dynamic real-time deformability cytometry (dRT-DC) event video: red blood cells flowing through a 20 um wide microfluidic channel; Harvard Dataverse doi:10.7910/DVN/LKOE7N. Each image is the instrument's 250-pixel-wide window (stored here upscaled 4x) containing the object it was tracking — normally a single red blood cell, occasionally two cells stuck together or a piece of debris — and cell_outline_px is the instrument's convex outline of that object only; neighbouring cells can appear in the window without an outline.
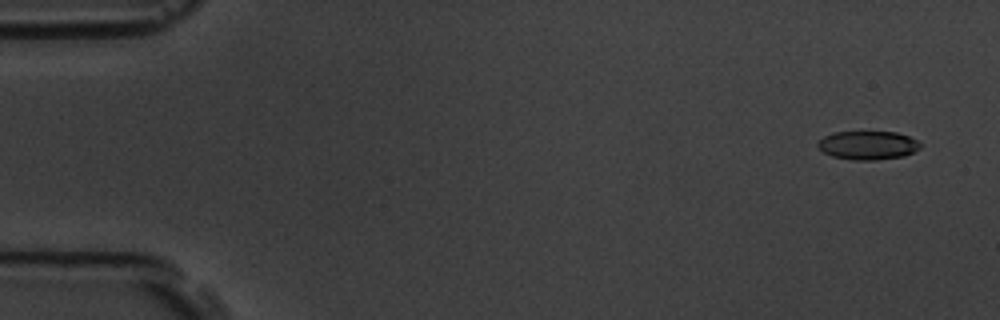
{"species": "common noctule bat (a hibernating species)", "species_latin": "Nyctalus noctula", "temperature_condition": "room temperature", "stored_images_in_passage": 9, "camera_frame_rate_fps": 3000, "um_per_image_px": 0.085, "animal": {"sex": "male", "body_mass_g": 19.5, "forearm_length_mm": 54.6}, "frame": {"image": 1, "passage_image": 1, "time_ms": 0.0, "image_size_px": [1000, 320], "cell_outline_px": [[920, 148], [904, 156], [876, 160], [852, 160], [832, 156], [824, 152], [816, 144], [824, 136], [836, 132], [896, 132], [908, 136], [916, 140], [920, 144]], "centroid_in_image_um": [73.76, 12.35], "position_along_channel_um": 11.2, "area_um2": 16.94}}
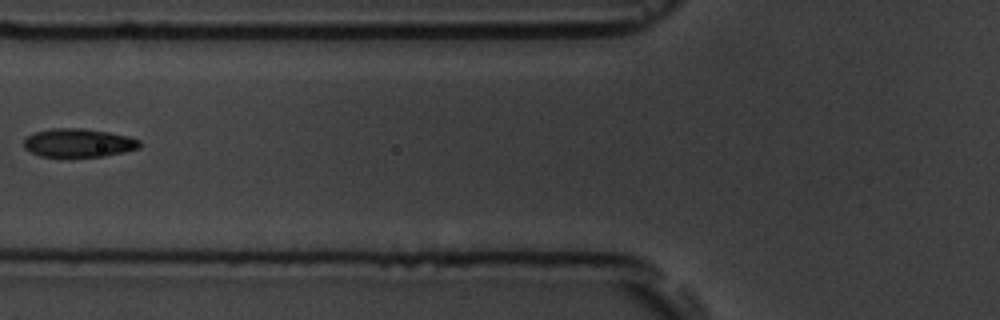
{"frame": {"image": 2, "passage_image": 6, "time_ms": 6.667, "image_size_px": [1000, 320], "cell_outline_px": [[140, 148], [124, 152], [104, 156], [40, 156], [24, 148], [24, 140], [28, 136], [36, 132], [52, 128], [84, 128], [108, 132], [128, 136], [140, 140]], "centroid_in_image_um": [6.69, 12.13], "position_along_channel_um": 119.1, "area_um2": 19.07}}
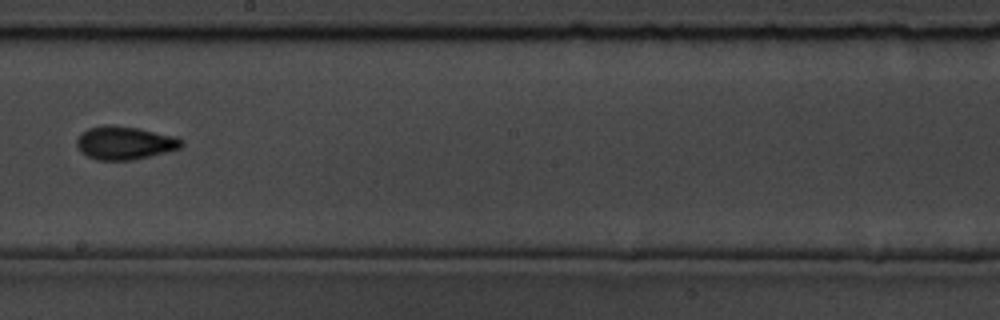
{"frame": {"image": 3, "passage_image": 9, "time_ms": 10.0, "image_size_px": [1000, 320], "cell_outline_px": [[184, 144], [180, 148], [132, 160], [96, 160], [80, 152], [76, 144], [76, 140], [88, 128], [104, 124], [108, 124], [136, 128], [176, 136], [184, 140]], "centroid_in_image_um": [10.59, 12.14], "position_along_channel_um": 237.6, "area_um2": 20.17}}